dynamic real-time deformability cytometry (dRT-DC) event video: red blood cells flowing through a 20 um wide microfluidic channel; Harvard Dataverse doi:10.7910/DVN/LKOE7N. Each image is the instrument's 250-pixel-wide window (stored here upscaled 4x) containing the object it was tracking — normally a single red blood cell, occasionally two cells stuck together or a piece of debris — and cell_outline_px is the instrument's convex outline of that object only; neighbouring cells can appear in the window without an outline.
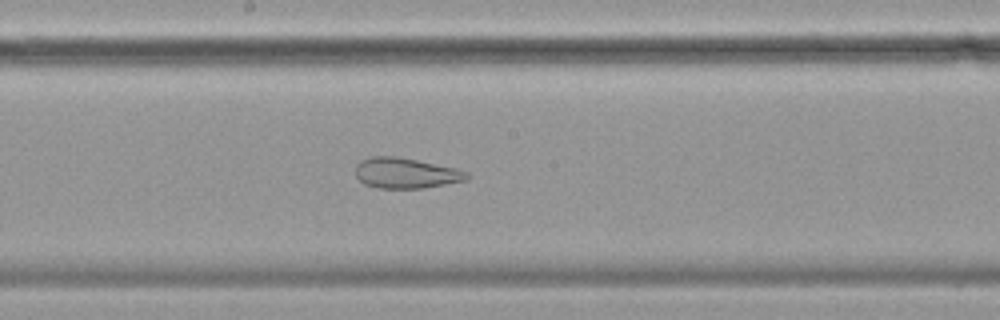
{"species": "common noctule bat (a hibernating species)", "species_latin": "Nyctalus noctula", "temperature_condition": "cold", "stored_images_in_passage": 57, "camera_frame_rate_fps": 3000, "um_per_image_px": 0.085, "animal": {"sex": "female", "body_mass_g": 19.9}, "frame": {"image": 1, "passage_image": 30, "time_ms": 9.667, "image_size_px": [1000, 320], "cell_outline_px": [[472, 176], [468, 180], [420, 188], [376, 188], [364, 184], [356, 176], [356, 164], [360, 160], [368, 156], [396, 156], [456, 168], [468, 172]], "centroid_in_image_um": [34.48, 14.71], "position_along_channel_um": 213.7, "area_um2": 19.88}}
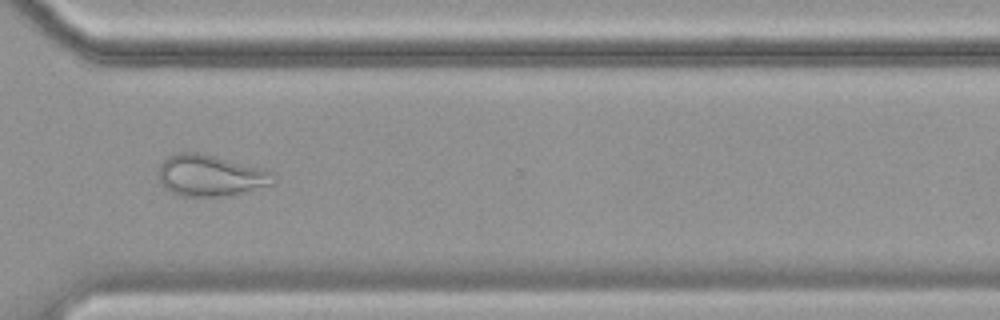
{"frame": {"image": 2, "passage_image": 42, "time_ms": 13.667, "image_size_px": [1000, 320], "cell_outline_px": [[276, 180], [272, 184], [232, 196], [180, 196], [164, 188], [160, 184], [156, 172], [156, 168], [168, 156], [176, 152], [196, 152], [264, 168], [272, 172], [276, 176]], "centroid_in_image_um": [17.85, 14.93], "position_along_channel_um": 352.7, "area_um2": 28.15}}
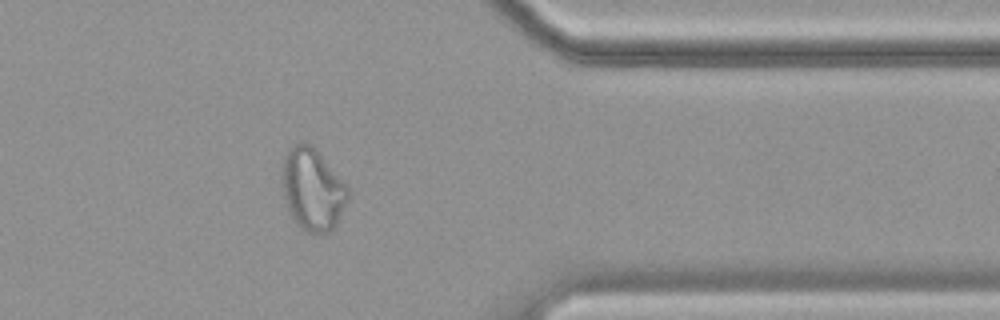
{"frame": {"image": 3, "passage_image": 46, "time_ms": 15.0, "image_size_px": [1000, 320], "cell_outline_px": [[348, 200], [332, 232], [308, 232], [296, 224], [284, 200], [284, 156], [300, 140], [304, 140], [312, 144], [316, 148], [348, 184]], "centroid_in_image_um": [26.62, 16.07], "position_along_channel_um": 384.8, "area_um2": 31.39}}